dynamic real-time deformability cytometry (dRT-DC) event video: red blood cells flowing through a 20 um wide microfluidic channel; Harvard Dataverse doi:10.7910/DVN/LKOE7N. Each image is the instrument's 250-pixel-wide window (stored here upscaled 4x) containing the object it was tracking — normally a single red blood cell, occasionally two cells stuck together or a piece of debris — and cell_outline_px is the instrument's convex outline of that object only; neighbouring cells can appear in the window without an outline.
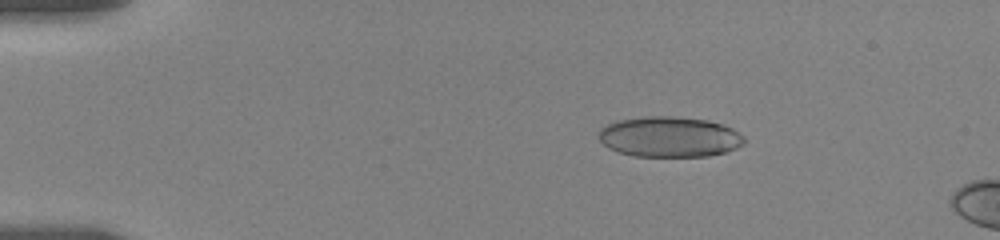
{"species": "human", "species_latin": "Homo sapiens", "temperature_condition": "room temperature", "stored_images_in_passage": 37, "camera_frame_rate_fps": 3000, "um_per_image_px": 0.085, "donor": {"sex": "female"}, "frame": {"image": 1, "passage_image": 28, "time_ms": 3.0, "image_size_px": [1000, 240], "cell_outline_px": [[744, 144], [736, 148], [724, 152], [708, 156], [632, 156], [616, 152], [608, 148], [600, 140], [600, 128], [608, 124], [620, 120], [648, 116], [672, 116], [708, 120], [724, 124], [732, 128], [744, 136]], "centroid_in_image_um": [56.92, 11.63], "position_along_channel_um": 28.1, "area_um2": 34.33}}